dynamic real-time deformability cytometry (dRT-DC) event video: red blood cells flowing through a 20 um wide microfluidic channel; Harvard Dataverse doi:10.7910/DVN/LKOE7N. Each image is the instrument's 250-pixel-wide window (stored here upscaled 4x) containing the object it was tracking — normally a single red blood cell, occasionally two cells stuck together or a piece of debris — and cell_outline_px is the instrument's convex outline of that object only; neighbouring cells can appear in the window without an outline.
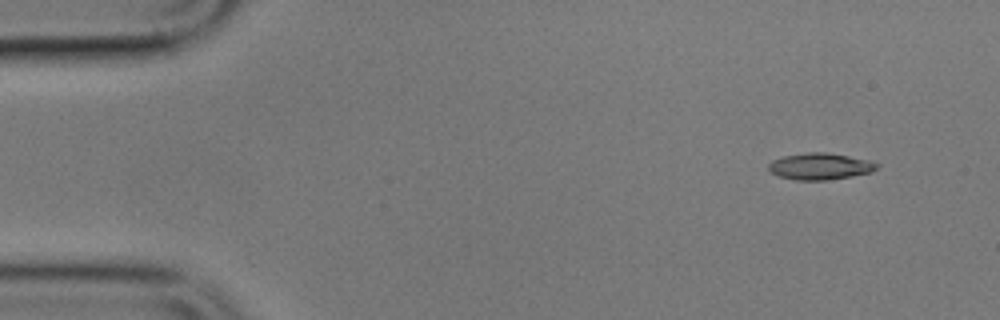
{"species": "common noctule bat (a hibernating species)", "species_latin": "Nyctalus noctula", "temperature_condition": "cold", "stored_images_in_passage": 10, "camera_frame_rate_fps": 3000, "um_per_image_px": 0.085, "animal": {"sex": "male", "body_mass_g": 17.9}, "frame": {"image": 1, "passage_image": 2, "time_ms": 1.333, "image_size_px": [1000, 320], "cell_outline_px": [[880, 164], [872, 172], [852, 176], [828, 180], [796, 180], [780, 176], [772, 172], [768, 168], [768, 164], [772, 160], [784, 156], [808, 152], [828, 152], [868, 160]], "centroid_in_image_um": [69.71, 14.14], "position_along_channel_um": 15.3, "area_um2": 16.7}}
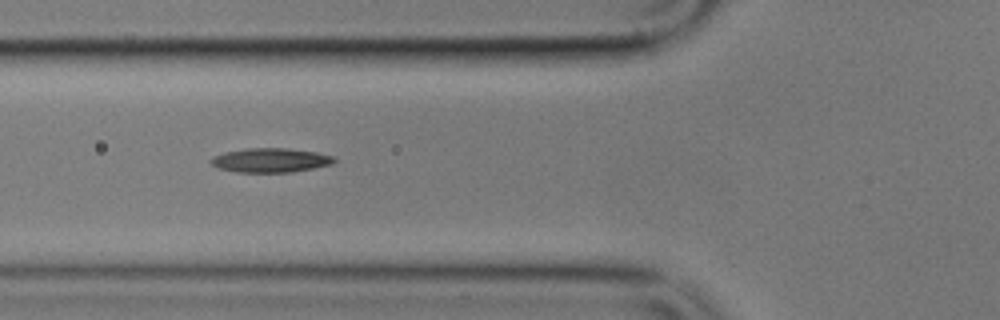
{"frame": {"image": 2, "passage_image": 6, "time_ms": 6.667, "image_size_px": [1000, 320], "cell_outline_px": [[336, 160], [332, 164], [292, 172], [236, 172], [220, 168], [212, 164], [208, 160], [212, 156], [224, 152], [248, 148], [288, 148], [316, 152], [332, 156]], "centroid_in_image_um": [22.96, 13.61], "position_along_channel_um": 102.8, "area_um2": 17.34}}
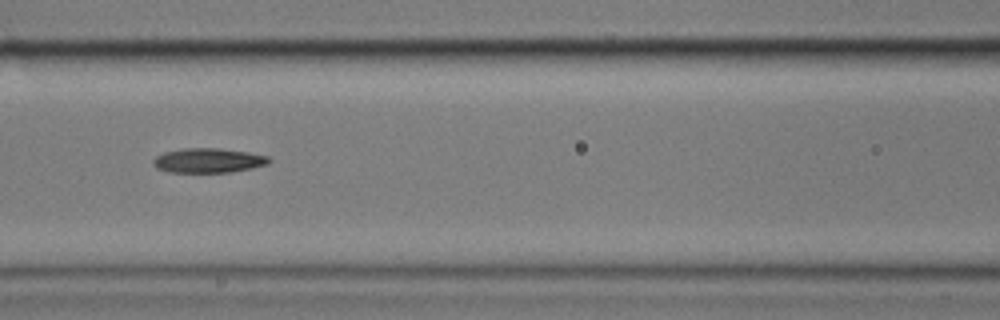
{"frame": {"image": 3, "passage_image": 7, "time_ms": 8.0, "image_size_px": [1000, 320], "cell_outline_px": [[272, 160], [268, 164], [252, 168], [232, 172], [168, 172], [156, 168], [152, 164], [152, 160], [156, 156], [164, 152], [184, 148], [220, 148], [248, 152], [268, 156]], "centroid_in_image_um": [17.7, 13.64], "position_along_channel_um": 148.9, "area_um2": 16.7}}